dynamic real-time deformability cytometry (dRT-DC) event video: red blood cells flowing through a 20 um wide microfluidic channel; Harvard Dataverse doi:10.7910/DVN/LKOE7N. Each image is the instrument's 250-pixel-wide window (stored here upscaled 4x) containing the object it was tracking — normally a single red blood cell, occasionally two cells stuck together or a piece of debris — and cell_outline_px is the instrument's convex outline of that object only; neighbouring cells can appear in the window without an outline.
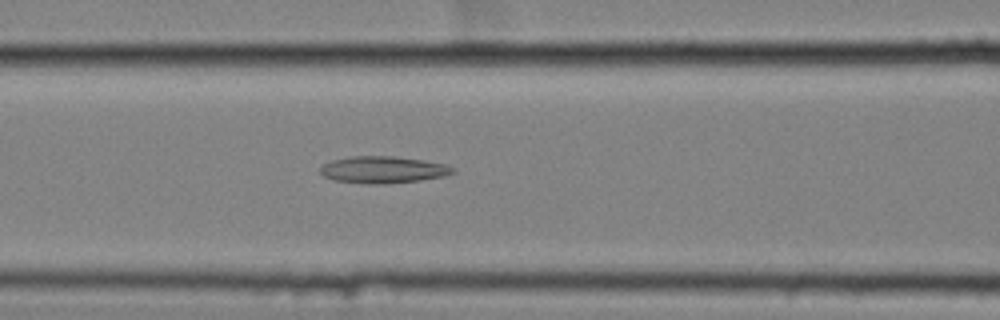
{"species": "common noctule bat (a hibernating species)", "species_latin": "Nyctalus noctula", "temperature_condition": "cold", "stored_images_in_passage": 50, "camera_frame_rate_fps": 3000, "um_per_image_px": 0.085, "animal": {"sex": "female", "body_mass_g": 25.1}, "frame": {"image": 1, "passage_image": 18, "time_ms": 5.667, "image_size_px": [1000, 320], "cell_outline_px": [[456, 172], [444, 176], [420, 180], [376, 184], [368, 184], [336, 180], [324, 176], [320, 172], [320, 168], [324, 164], [332, 160], [352, 156], [392, 156], [448, 164], [456, 168]], "centroid_in_image_um": [32.59, 14.42], "position_along_channel_um": 134.0, "area_um2": 20.58}}
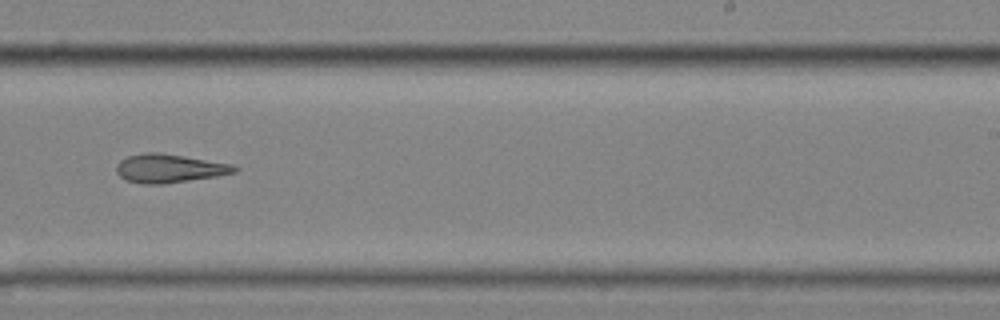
{"frame": {"image": 2, "passage_image": 30, "time_ms": 9.667, "image_size_px": [1000, 320], "cell_outline_px": [[240, 168], [236, 172], [216, 176], [164, 184], [144, 184], [124, 180], [116, 172], [116, 168], [120, 160], [128, 156], [148, 152], [160, 152], [232, 164]], "centroid_in_image_um": [14.38, 14.31], "position_along_channel_um": 274.6, "area_um2": 19.65}}
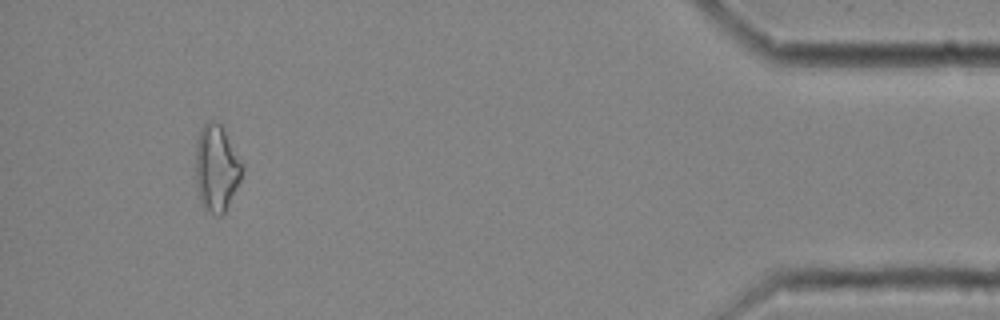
{"frame": {"image": 3, "passage_image": 47, "time_ms": 15.333, "image_size_px": [1000, 320], "cell_outline_px": [[244, 168], [240, 180], [224, 212], [220, 216], [216, 216], [204, 208], [200, 204], [196, 188], [196, 144], [200, 128], [208, 120], [212, 120], [220, 124], [244, 164]], "centroid_in_image_um": [18.39, 14.3], "position_along_channel_um": 416.8, "area_um2": 23.52}}